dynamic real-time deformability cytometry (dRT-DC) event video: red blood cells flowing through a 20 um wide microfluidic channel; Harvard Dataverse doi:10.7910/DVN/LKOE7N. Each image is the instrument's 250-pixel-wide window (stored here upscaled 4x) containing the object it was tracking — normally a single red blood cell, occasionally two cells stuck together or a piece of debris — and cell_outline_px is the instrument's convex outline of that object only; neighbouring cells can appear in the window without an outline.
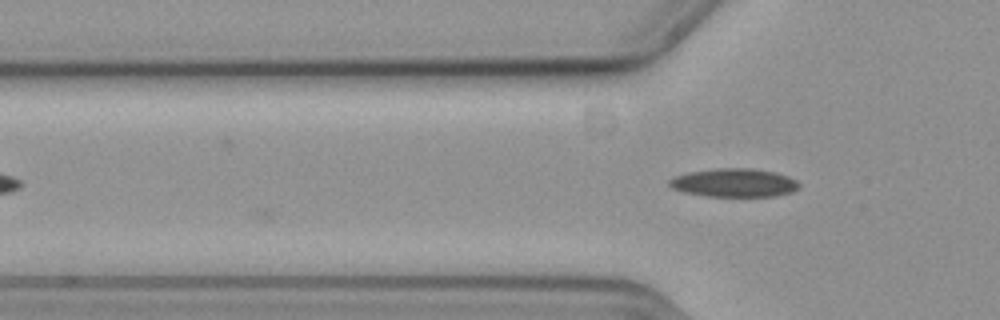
{"species": "common noctule bat (a hibernating species)", "species_latin": "Nyctalus noctula", "temperature_condition": "cold", "stored_images_in_passage": 8, "camera_frame_rate_fps": 3000, "um_per_image_px": 0.085, "animal": {"sex": "female", "body_mass_g": 19.3, "forearm_length_mm": 54.1}, "frame": {"image": 1, "passage_image": 8, "time_ms": 2.333, "image_size_px": [1000, 320], "cell_outline_px": [[800, 188], [792, 192], [776, 196], [708, 196], [684, 192], [672, 188], [668, 184], [668, 180], [676, 176], [688, 172], [720, 168], [752, 168], [776, 172], [788, 176], [796, 180], [800, 184]], "centroid_in_image_um": [62.44, 15.53], "position_along_channel_um": 63.4, "area_um2": 21.56}}